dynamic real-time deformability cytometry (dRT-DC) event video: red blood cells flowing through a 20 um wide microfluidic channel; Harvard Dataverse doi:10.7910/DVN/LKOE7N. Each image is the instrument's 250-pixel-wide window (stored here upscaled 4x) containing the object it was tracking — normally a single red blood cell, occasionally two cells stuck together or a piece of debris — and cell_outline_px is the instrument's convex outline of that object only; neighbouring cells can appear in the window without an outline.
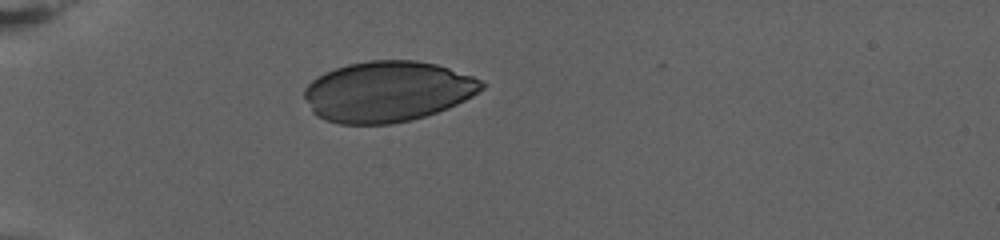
{"species": "human", "species_latin": "Homo sapiens", "temperature_condition": "warm", "stored_images_in_passage": 21, "camera_frame_rate_fps": 3000, "um_per_image_px": 0.085, "donor": {"sex": "female"}, "frame": {"image": 1, "passage_image": 1, "time_ms": 0.0, "image_size_px": [1000, 240], "cell_outline_px": [[488, 84], [484, 88], [472, 96], [448, 108], [412, 120], [392, 124], [340, 124], [316, 116], [312, 112], [304, 96], [304, 88], [312, 80], [324, 72], [348, 64], [368, 60], [416, 60], [436, 64], [472, 76]], "centroid_in_image_um": [32.93, 7.78], "position_along_channel_um": 52.1, "area_um2": 62.71}}
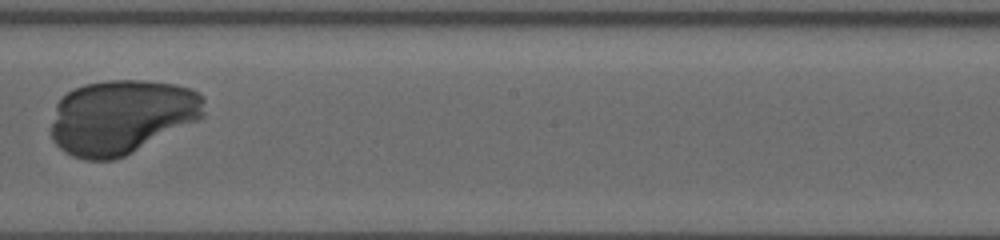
{"frame": {"image": 2, "passage_image": 12, "time_ms": 3.667, "image_size_px": [1000, 240], "cell_outline_px": [[204, 116], [124, 156], [112, 160], [84, 160], [72, 156], [64, 152], [52, 140], [52, 124], [56, 104], [68, 92], [84, 84], [108, 80], [144, 80], [172, 84], [192, 88], [200, 92], [204, 96]], "centroid_in_image_um": [10.33, 9.92], "position_along_channel_um": 237.9, "area_um2": 66.01}}
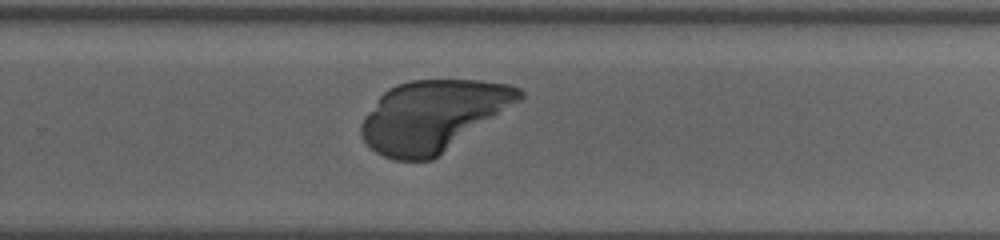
{"frame": {"image": 3, "passage_image": 15, "time_ms": 4.667, "image_size_px": [1000, 240], "cell_outline_px": [[524, 96], [520, 100], [432, 160], [392, 160], [376, 152], [364, 140], [360, 132], [360, 124], [364, 116], [380, 96], [388, 88], [396, 84], [412, 80], [480, 80], [512, 84], [520, 88], [524, 92]], "centroid_in_image_um": [36.78, 9.83], "position_along_channel_um": 293.0, "area_um2": 65.03}}